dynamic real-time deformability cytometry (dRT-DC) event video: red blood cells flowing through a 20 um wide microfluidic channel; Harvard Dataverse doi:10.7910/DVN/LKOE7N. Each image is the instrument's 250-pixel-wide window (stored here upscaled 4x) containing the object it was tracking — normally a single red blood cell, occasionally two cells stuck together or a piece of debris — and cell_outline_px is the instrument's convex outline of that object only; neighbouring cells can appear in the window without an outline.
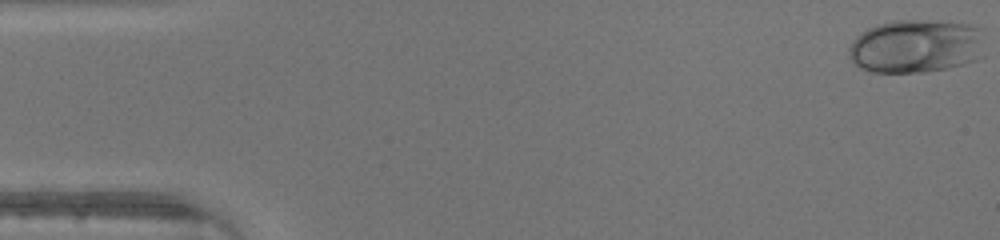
{"species": "human", "species_latin": "Homo sapiens", "temperature_condition": "warm", "stored_images_in_passage": 46, "camera_frame_rate_fps": 3000, "um_per_image_px": 0.085, "donor": {"sex": "male"}, "frame": {"image": 1, "passage_image": 1, "time_ms": 0.0, "image_size_px": [1000, 240], "cell_outline_px": [[984, 28], [976, 60], [948, 68], [924, 72], [872, 72], [860, 68], [848, 56], [848, 48], [852, 40], [860, 32], [876, 24], [896, 20], [928, 20], [968, 24]], "centroid_in_image_um": [77.79, 3.91], "position_along_channel_um": 7.2, "area_um2": 42.37}}
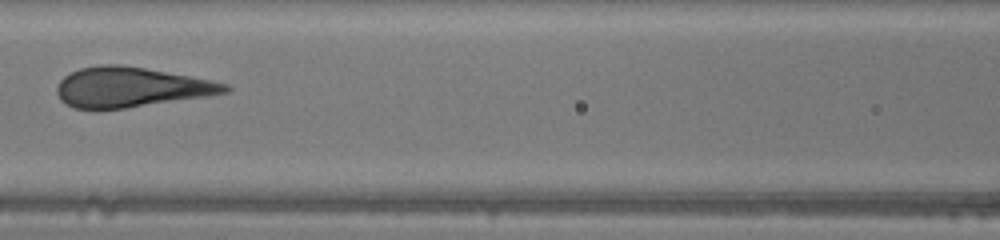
{"frame": {"image": 2, "passage_image": 21, "time_ms": 6.667, "image_size_px": [1000, 240], "cell_outline_px": [[232, 88], [228, 92], [208, 96], [124, 108], [72, 108], [64, 104], [60, 100], [56, 92], [56, 88], [60, 80], [64, 76], [80, 68], [100, 64], [120, 64], [144, 68], [188, 76], [228, 84]], "centroid_in_image_um": [11.09, 7.41], "position_along_channel_um": 155.5, "area_um2": 38.78}}
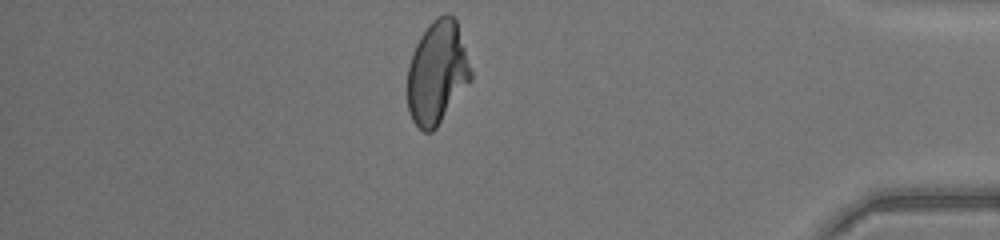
{"frame": {"image": 3, "passage_image": 40, "time_ms": 13.0, "image_size_px": [1000, 240], "cell_outline_px": [[472, 80], [436, 128], [432, 132], [424, 132], [412, 120], [408, 108], [408, 64], [412, 52], [420, 36], [428, 24], [436, 16], [448, 12], [456, 20], [472, 72]], "centroid_in_image_um": [37.15, 6.16], "position_along_channel_um": 398.0, "area_um2": 38.09}}